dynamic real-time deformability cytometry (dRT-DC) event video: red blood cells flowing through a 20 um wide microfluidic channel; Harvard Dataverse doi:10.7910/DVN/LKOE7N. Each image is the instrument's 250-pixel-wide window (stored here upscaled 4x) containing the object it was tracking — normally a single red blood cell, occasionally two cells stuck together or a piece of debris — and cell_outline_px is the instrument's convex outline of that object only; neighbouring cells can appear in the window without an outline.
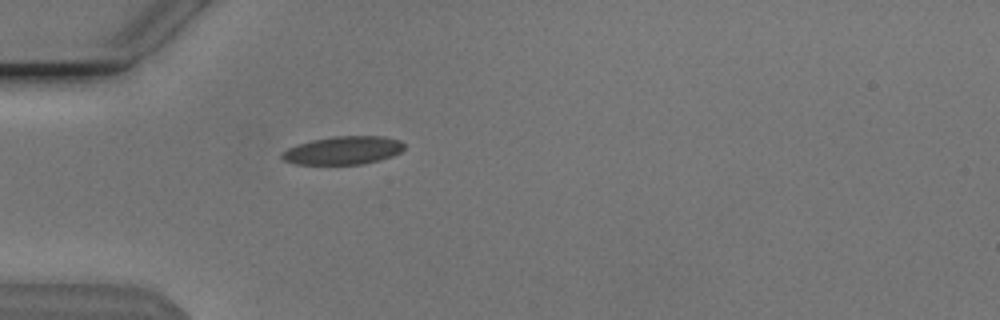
{"species": "Egyptian fruit bat (a non-hibernating species)", "species_latin": "Rousettus aegyptiacus", "temperature_condition": "cold", "stored_images_in_passage": 36, "camera_frame_rate_fps": 3000, "um_per_image_px": 0.085, "animal": {"sex": "male"}, "frame": {"image": 1, "passage_image": 2, "time_ms": 0.333, "image_size_px": [1000, 320], "cell_outline_px": [[404, 148], [400, 152], [392, 156], [380, 160], [364, 164], [292, 164], [284, 160], [280, 156], [280, 152], [296, 144], [312, 140], [332, 136], [384, 136], [400, 140], [404, 144]], "centroid_in_image_um": [29.14, 12.78], "position_along_channel_um": 55.9, "area_um2": 20.29}}
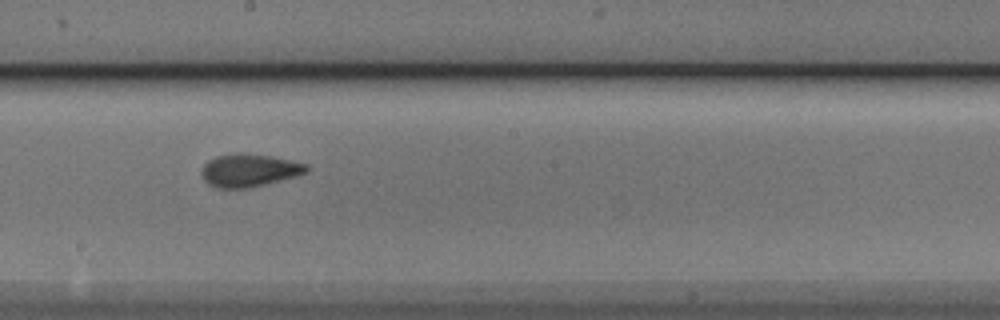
{"frame": {"image": 2, "passage_image": 16, "time_ms": 5.0, "image_size_px": [1000, 320], "cell_outline_px": [[308, 172], [296, 176], [248, 188], [216, 188], [208, 184], [204, 180], [200, 172], [204, 164], [208, 160], [216, 156], [236, 152], [240, 152], [272, 156], [308, 164]], "centroid_in_image_um": [21.15, 14.46], "position_along_channel_um": 227.0, "area_um2": 20.23}}
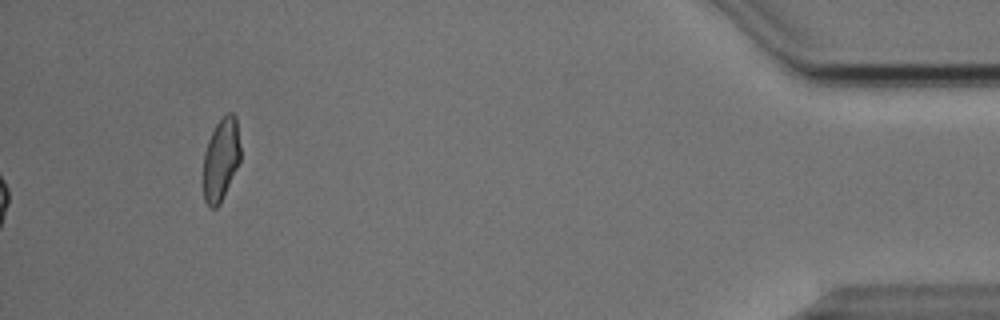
{"frame": {"image": 3, "passage_image": 36, "time_ms": 11.667, "image_size_px": [1000, 320], "cell_outline_px": [[240, 160], [220, 204], [216, 208], [208, 208], [204, 200], [204, 152], [208, 140], [216, 124], [228, 112], [232, 112], [236, 116], [240, 144]], "centroid_in_image_um": [18.78, 13.56], "position_along_channel_um": 416.4, "area_um2": 17.8}, "authors_computed_cell_mechanics": {"area_um2": 19.074, "velocity_mm_per_s": 3.8344, "shape_relaxation_time_tau1_ms": 5.5944, "shape_relaxation_time_tau2_ms": 1.0987, "deformation_change_tau1": 0.1484, "deformation_change_tau2": 0.0625}}